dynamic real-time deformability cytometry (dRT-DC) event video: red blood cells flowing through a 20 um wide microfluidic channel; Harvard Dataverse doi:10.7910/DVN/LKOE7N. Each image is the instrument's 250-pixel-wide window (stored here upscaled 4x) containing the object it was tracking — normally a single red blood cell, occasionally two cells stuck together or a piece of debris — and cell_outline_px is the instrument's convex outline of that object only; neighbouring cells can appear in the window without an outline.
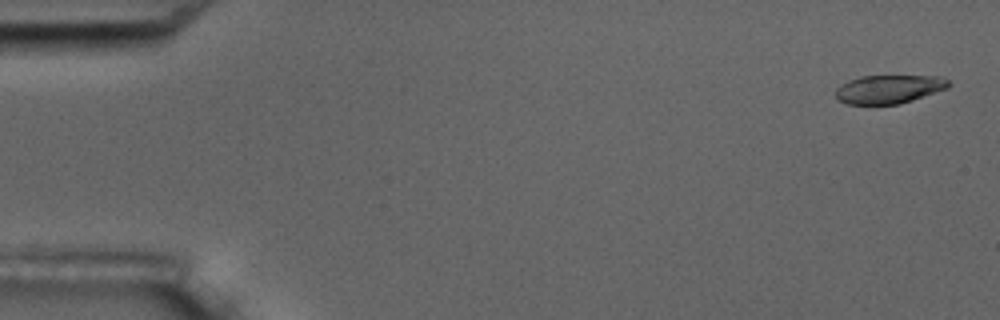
{"species": "common noctule bat (a hibernating species)", "species_latin": "Nyctalus noctula", "temperature_condition": "room temperature", "stored_images_in_passage": 4, "camera_frame_rate_fps": 3000, "um_per_image_px": 0.085, "animal": {"sex": "male", "body_mass_g": 17.5, "forearm_length_mm": 52.3}, "frame": {"image": 1, "passage_image": 1, "time_ms": 0.0, "image_size_px": [1000, 320], "cell_outline_px": [[952, 84], [948, 88], [900, 104], [848, 104], [836, 100], [836, 88], [840, 84], [848, 80], [860, 76], [940, 76], [948, 80]], "centroid_in_image_um": [75.54, 7.57], "position_along_channel_um": 9.5, "area_um2": 18.9}}